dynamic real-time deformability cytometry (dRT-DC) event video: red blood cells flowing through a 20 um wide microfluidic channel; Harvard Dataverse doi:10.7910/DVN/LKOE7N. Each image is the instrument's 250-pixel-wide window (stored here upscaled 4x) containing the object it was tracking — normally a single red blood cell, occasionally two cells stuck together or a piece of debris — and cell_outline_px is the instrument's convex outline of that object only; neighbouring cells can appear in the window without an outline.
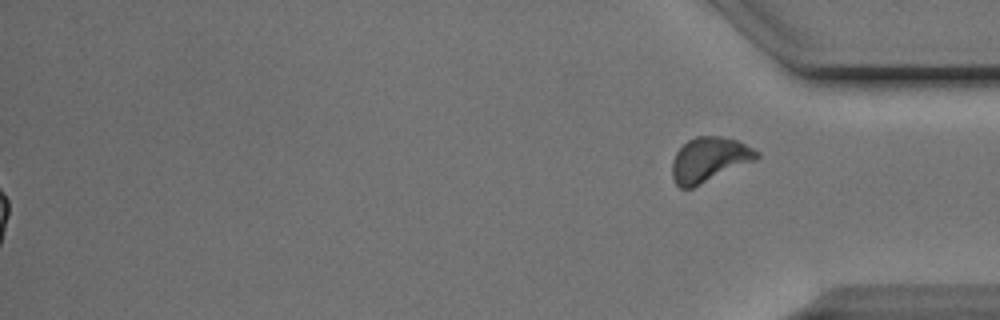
{"species": "Egyptian fruit bat (a non-hibernating species)", "species_latin": "Rousettus aegyptiacus", "temperature_condition": "cold", "stored_images_in_passage": 54, "segment_of_instrument_passage": [2, 2], "camera_frame_rate_fps": 3000, "um_per_image_px": 0.085, "animal": {"sex": "male"}, "frame": {"image": 1, "passage_image": 54, "time_ms": 17.667, "image_size_px": [1000, 320], "cell_outline_px": [[760, 156], [756, 160], [692, 188], [680, 188], [676, 184], [672, 176], [672, 160], [676, 152], [688, 140], [696, 136], [720, 136], [736, 140], [760, 152]], "centroid_in_image_um": [60.28, 13.56], "position_along_channel_um": 374.9, "area_um2": 21.91}}